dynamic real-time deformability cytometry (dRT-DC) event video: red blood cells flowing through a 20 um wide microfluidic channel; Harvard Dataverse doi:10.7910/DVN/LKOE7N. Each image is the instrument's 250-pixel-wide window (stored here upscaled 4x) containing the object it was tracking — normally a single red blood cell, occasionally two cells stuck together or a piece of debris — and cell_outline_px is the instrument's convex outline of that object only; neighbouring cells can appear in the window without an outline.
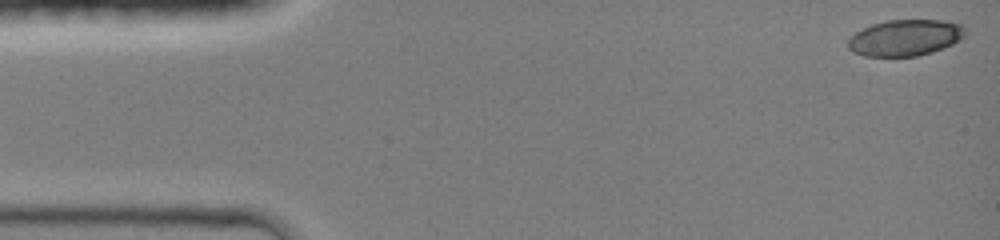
{"species": "common noctule bat (a hibernating species)", "species_latin": "Nyctalus noctula", "temperature_condition": "room temperature", "stored_images_in_passage": 15, "camera_frame_rate_fps": 3000, "um_per_image_px": 0.085, "animal": {"sex": "female", "body_mass_g": 19.0, "forearm_length_mm": 51.5}, "frame": {"image": 1, "passage_image": 1, "time_ms": 0.0, "image_size_px": [1000, 240], "cell_outline_px": [[964, 36], [960, 40], [952, 44], [932, 52], [916, 56], [864, 56], [852, 52], [848, 48], [848, 40], [856, 32], [872, 24], [888, 20], [944, 20], [964, 24]], "centroid_in_image_um": [76.95, 3.2], "position_along_channel_um": 8.1, "area_um2": 24.74}}
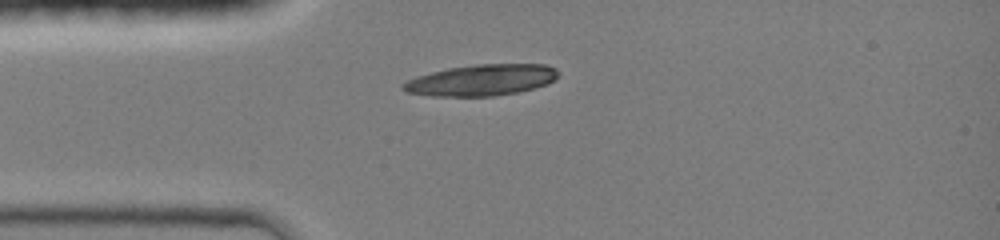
{"frame": {"image": 2, "passage_image": 11, "time_ms": 3.333, "image_size_px": [1000, 240], "cell_outline_px": [[560, 72], [556, 80], [548, 84], [516, 92], [492, 96], [432, 96], [408, 92], [400, 88], [400, 84], [416, 76], [448, 68], [476, 64], [544, 64], [556, 68]], "centroid_in_image_um": [40.94, 6.8], "position_along_channel_um": 44.1, "area_um2": 28.26}}
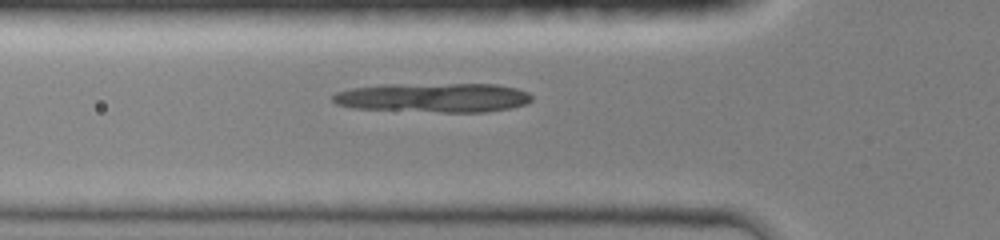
{"frame": {"image": 3, "passage_image": 15, "time_ms": 4.667, "image_size_px": [1000, 240], "cell_outline_px": [[532, 100], [528, 104], [512, 108], [488, 112], [444, 112], [352, 108], [336, 104], [332, 100], [332, 96], [336, 92], [352, 88], [384, 84], [496, 84], [516, 88], [528, 92], [532, 96]], "centroid_in_image_um": [36.88, 8.3], "position_along_channel_um": 88.9, "area_um2": 34.28}}